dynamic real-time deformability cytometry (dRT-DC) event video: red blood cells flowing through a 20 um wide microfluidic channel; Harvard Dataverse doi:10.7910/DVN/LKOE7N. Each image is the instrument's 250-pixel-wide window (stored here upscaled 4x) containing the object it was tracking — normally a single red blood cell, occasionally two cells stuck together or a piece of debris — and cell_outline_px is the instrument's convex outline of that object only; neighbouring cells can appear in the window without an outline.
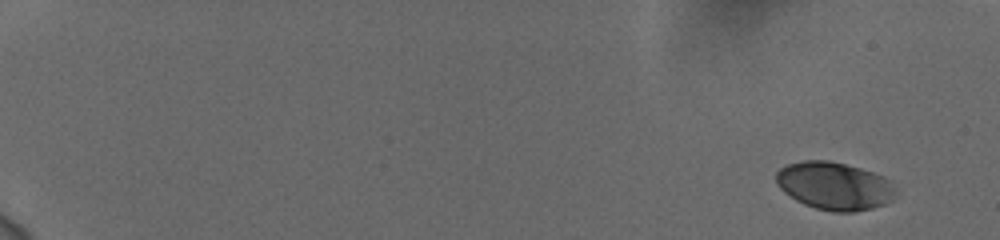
{"species": "human", "species_latin": "Homo sapiens", "temperature_condition": "cold", "stored_images_in_passage": 57, "camera_frame_rate_fps": 3000, "um_per_image_px": 0.085, "donor": {"sex": "female"}, "frame": {"image": 1, "passage_image": 1, "time_ms": 0.0, "image_size_px": [1000, 240], "cell_outline_px": [[880, 204], [868, 208], [848, 212], [840, 212], [820, 208], [808, 204], [792, 196], [776, 180], [776, 172], [780, 168], [788, 164], [808, 160], [824, 160], [844, 164], [880, 176]], "centroid_in_image_um": [70.6, 15.75], "position_along_channel_um": 14.4, "area_um2": 29.48}}
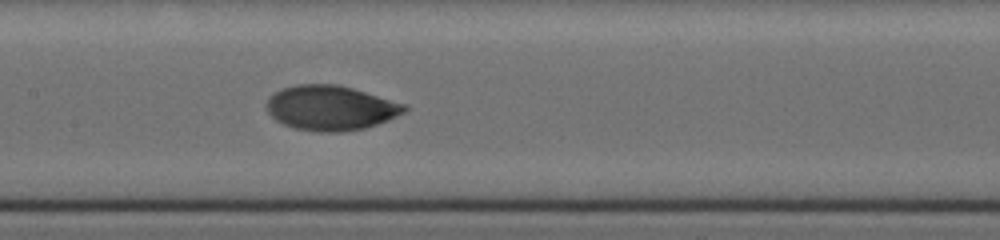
{"frame": {"image": 2, "passage_image": 30, "time_ms": 9.667, "image_size_px": [1000, 240], "cell_outline_px": [[408, 108], [384, 120], [360, 128], [300, 128], [288, 124], [272, 116], [268, 108], [268, 100], [276, 92], [284, 88], [304, 84], [328, 84], [348, 88], [400, 104]], "centroid_in_image_um": [28.02, 9.11], "position_along_channel_um": 179.4, "area_um2": 32.43}}
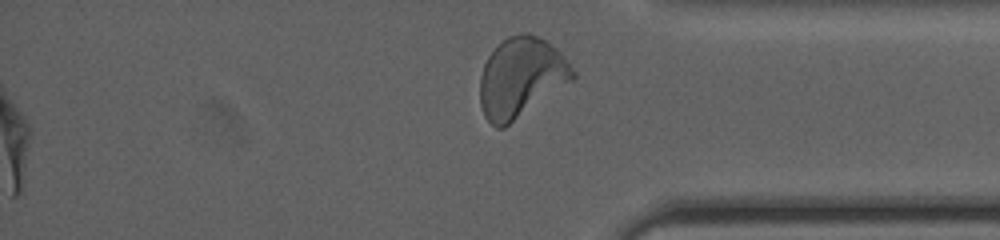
{"frame": {"image": 3, "passage_image": 57, "time_ms": 18.667, "image_size_px": [1000, 240], "cell_outline_px": [[576, 76], [504, 128], [496, 128], [484, 116], [480, 100], [480, 80], [484, 64], [488, 56], [504, 40], [512, 36], [536, 36], [544, 40], [568, 64]], "centroid_in_image_um": [44.21, 6.65], "position_along_channel_um": 391.0, "area_um2": 41.1}, "authors_computed_cell_mechanics": {"area_um2": 32.4258, "velocity_mm_per_s": 3.745, "shape_relaxation_time_tau1_ms": 4.7268, "shape_relaxation_time_tau2_ms": 0.9417, "deformation_change_tau1": 0.1684, "deformation_change_tau2": 0.032}}